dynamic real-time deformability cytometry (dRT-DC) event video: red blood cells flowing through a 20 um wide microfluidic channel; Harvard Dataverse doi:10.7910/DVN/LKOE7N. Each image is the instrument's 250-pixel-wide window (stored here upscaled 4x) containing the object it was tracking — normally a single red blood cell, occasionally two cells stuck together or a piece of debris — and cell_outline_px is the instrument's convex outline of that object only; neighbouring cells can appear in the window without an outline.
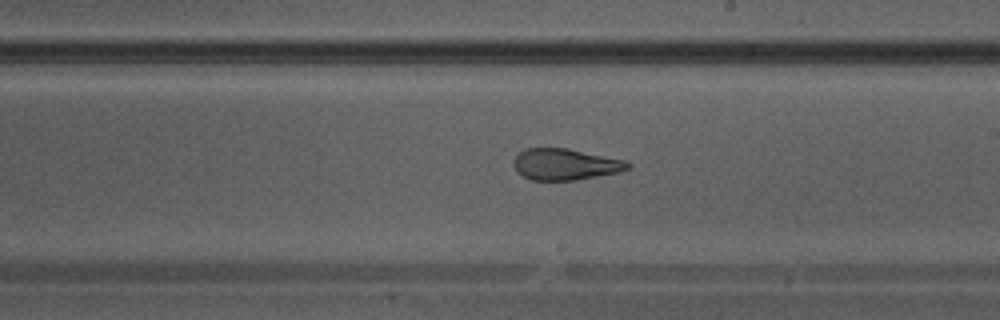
{"species": "Egyptian fruit bat (a non-hibernating species)", "species_latin": "Rousettus aegyptiacus", "temperature_condition": "warm", "stored_images_in_passage": 39, "camera_frame_rate_fps": 3000, "um_per_image_px": 0.085, "animal": {"sex": "male"}, "frame": {"image": 1, "passage_image": 23, "time_ms": 7.333, "image_size_px": [1000, 320], "cell_outline_px": [[632, 164], [628, 168], [620, 172], [576, 180], [532, 180], [516, 172], [512, 164], [512, 160], [524, 148], [568, 148], [624, 160]], "centroid_in_image_um": [48.01, 13.97], "position_along_channel_um": 241.0, "area_um2": 20.92}}